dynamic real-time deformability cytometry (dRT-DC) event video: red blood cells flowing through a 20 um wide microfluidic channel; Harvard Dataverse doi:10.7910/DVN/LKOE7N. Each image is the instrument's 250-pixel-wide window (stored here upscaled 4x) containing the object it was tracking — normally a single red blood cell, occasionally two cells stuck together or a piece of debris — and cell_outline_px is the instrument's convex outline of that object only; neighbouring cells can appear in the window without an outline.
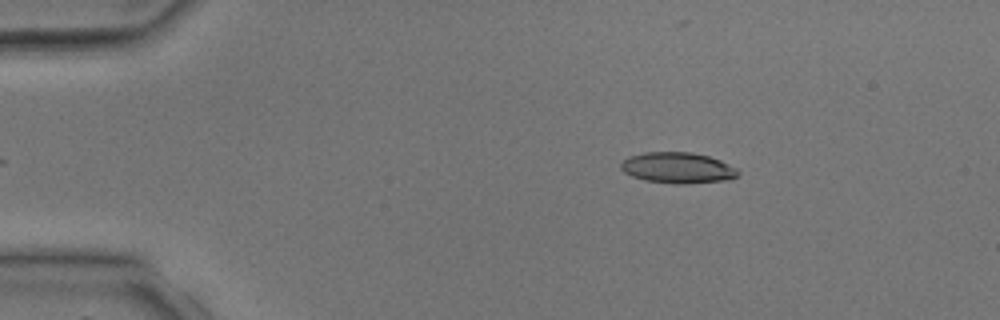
{"species": "common noctule bat (a hibernating species)", "species_latin": "Nyctalus noctula", "temperature_condition": "room temperature", "stored_images_in_passage": 4, "camera_frame_rate_fps": 3000, "um_per_image_px": 0.085, "animal": {"sex": "male", "body_mass_g": 17.9, "forearm_length_mm": 54.2}, "frame": {"image": 1, "passage_image": 2, "time_ms": 1.0, "image_size_px": [1000, 320], "cell_outline_px": [[740, 172], [732, 180], [684, 184], [676, 184], [644, 180], [632, 176], [624, 172], [620, 168], [620, 164], [628, 156], [644, 152], [692, 152], [708, 156], [720, 160], [736, 168]], "centroid_in_image_um": [57.61, 14.27], "position_along_channel_um": 27.4, "area_um2": 21.27}}
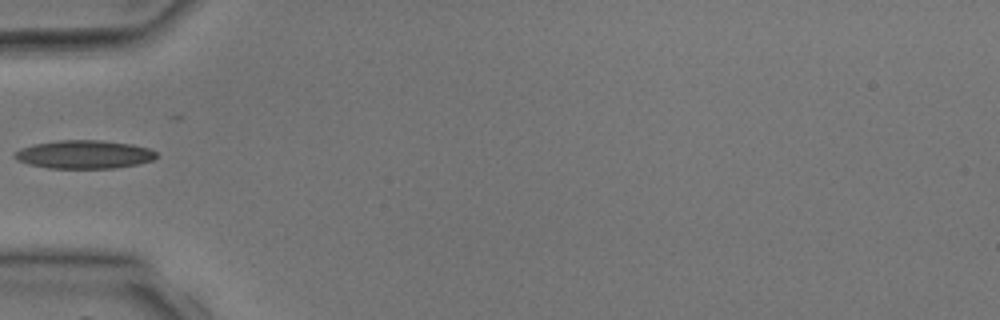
{"frame": {"image": 2, "passage_image": 4, "time_ms": 3.333, "image_size_px": [1000, 320], "cell_outline_px": [[156, 156], [152, 160], [136, 164], [116, 168], [48, 168], [28, 164], [16, 160], [12, 156], [20, 148], [32, 144], [60, 140], [100, 140], [132, 144], [148, 148], [156, 152]], "centroid_in_image_um": [7.11, 13.12], "position_along_channel_um": 77.9, "area_um2": 23.41}}